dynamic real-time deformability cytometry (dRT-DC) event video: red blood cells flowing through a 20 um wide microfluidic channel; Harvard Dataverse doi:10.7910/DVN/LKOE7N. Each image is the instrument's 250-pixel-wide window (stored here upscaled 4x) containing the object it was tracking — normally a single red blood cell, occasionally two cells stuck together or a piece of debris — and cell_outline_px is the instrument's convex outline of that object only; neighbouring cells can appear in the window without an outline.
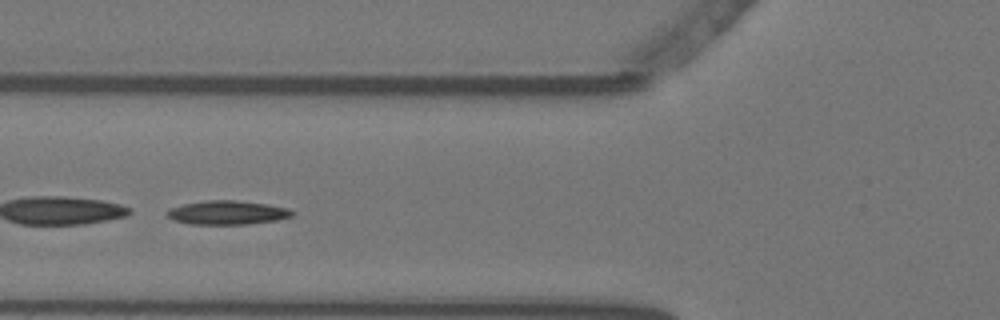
{"species": "Egyptian fruit bat (a non-hibernating species)", "species_latin": "Rousettus aegyptiacus", "temperature_condition": "warm", "stored_images_in_passage": 43, "camera_frame_rate_fps": 3000, "um_per_image_px": 0.085, "animal": {"sex": "female"}, "frame": {"image": 1, "passage_image": 7, "time_ms": 2.0, "image_size_px": [1000, 320], "cell_outline_px": [[296, 212], [292, 216], [276, 220], [248, 224], [188, 224], [172, 220], [164, 212], [168, 208], [184, 204], [204, 200], [236, 200], [268, 204], [288, 208]], "centroid_in_image_um": [19.29, 18.07], "position_along_channel_um": 106.5, "area_um2": 17.63}}